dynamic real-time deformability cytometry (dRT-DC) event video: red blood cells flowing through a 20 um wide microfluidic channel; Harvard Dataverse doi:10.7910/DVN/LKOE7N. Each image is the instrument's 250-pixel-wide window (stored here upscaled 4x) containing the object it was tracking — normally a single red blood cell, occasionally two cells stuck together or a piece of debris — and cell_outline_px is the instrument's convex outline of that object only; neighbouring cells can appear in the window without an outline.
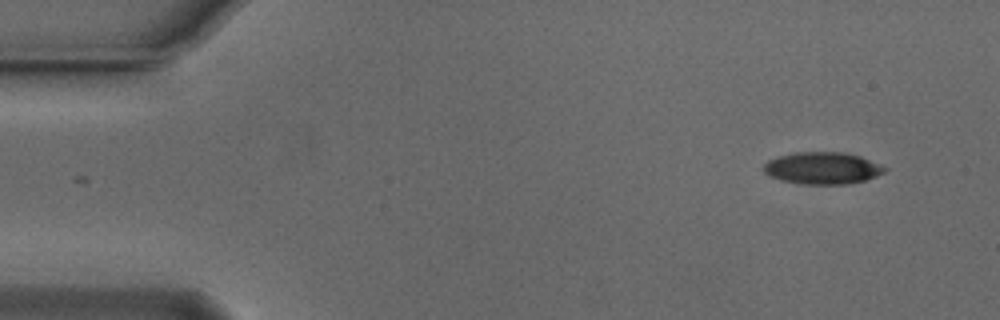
{"species": "Egyptian fruit bat (a non-hibernating species)", "species_latin": "Rousettus aegyptiacus", "temperature_condition": "cold", "stored_images_in_passage": 14, "camera_frame_rate_fps": 3000, "um_per_image_px": 0.085, "animal": {"sex": "male"}, "frame": {"image": 1, "passage_image": 1, "time_ms": 0.0, "image_size_px": [1000, 320], "cell_outline_px": [[888, 168], [884, 172], [864, 180], [848, 184], [800, 184], [780, 180], [764, 172], [764, 164], [768, 160], [792, 152], [844, 152], [860, 156]], "centroid_in_image_um": [69.89, 14.28], "position_along_channel_um": 15.1, "area_um2": 22.43}}
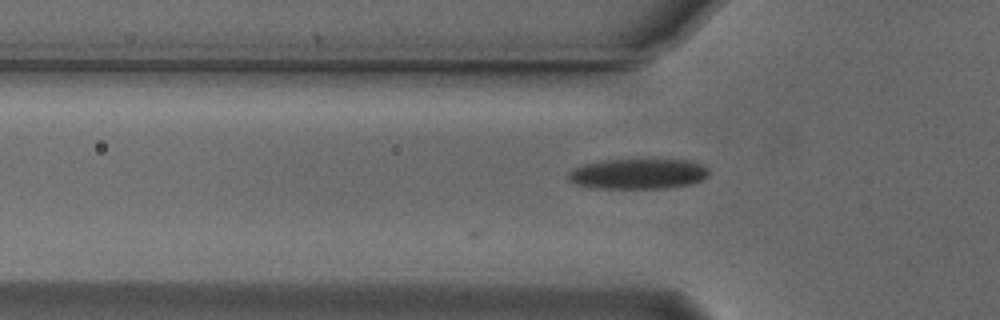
{"frame": {"image": 2, "passage_image": 14, "time_ms": 4.333, "image_size_px": [1000, 320], "cell_outline_px": [[708, 172], [700, 180], [688, 184], [668, 188], [596, 188], [576, 184], [568, 180], [568, 172], [584, 164], [600, 160], [688, 160], [704, 164]], "centroid_in_image_um": [54.2, 14.77], "position_along_channel_um": 71.6, "area_um2": 24.57}}